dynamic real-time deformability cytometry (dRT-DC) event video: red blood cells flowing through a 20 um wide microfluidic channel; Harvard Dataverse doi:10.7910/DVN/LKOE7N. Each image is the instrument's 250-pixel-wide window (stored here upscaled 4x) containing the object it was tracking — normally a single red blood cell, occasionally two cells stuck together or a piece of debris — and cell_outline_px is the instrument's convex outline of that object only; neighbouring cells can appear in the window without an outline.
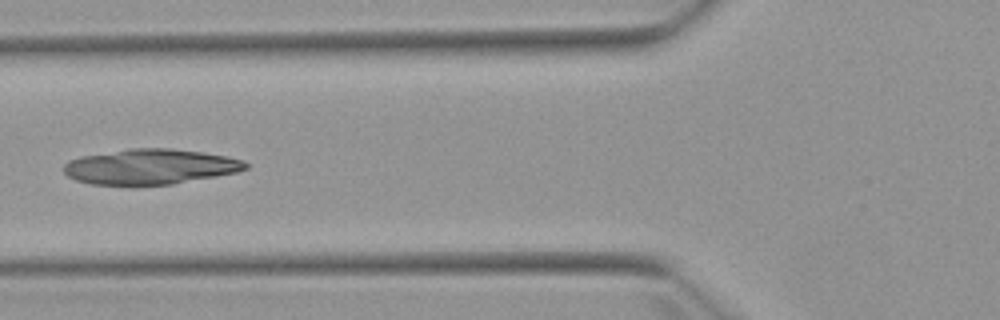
{"species": "Egyptian fruit bat (a non-hibernating species)", "species_latin": "Rousettus aegyptiacus", "temperature_condition": "warm", "stored_images_in_passage": 2, "camera_frame_rate_fps": 3000, "um_per_image_px": 0.085, "animal": {"sex": "female"}, "frame": {"image": 1, "passage_image": 2, "time_ms": 1.333, "image_size_px": [1000, 320], "cell_outline_px": [[248, 168], [236, 172], [216, 176], [172, 184], [92, 184], [76, 180], [68, 176], [64, 172], [64, 164], [68, 160], [80, 156], [132, 148], [172, 148], [204, 152], [244, 160], [248, 164]], "centroid_in_image_um": [12.77, 14.15], "position_along_channel_um": 113.0, "area_um2": 37.11}}